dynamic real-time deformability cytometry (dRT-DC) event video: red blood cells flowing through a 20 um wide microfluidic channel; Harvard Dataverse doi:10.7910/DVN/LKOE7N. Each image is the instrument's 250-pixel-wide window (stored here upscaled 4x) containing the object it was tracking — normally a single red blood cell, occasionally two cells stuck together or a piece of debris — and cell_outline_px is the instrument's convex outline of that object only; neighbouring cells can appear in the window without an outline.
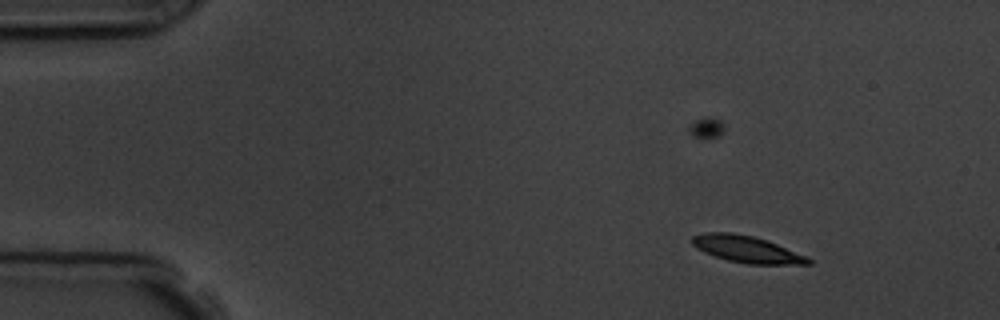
{"species": "common noctule bat (a hibernating species)", "species_latin": "Nyctalus noctula", "temperature_condition": "room temperature", "stored_images_in_passage": 8, "camera_frame_rate_fps": 3000, "um_per_image_px": 0.085, "animal": {"sex": "male", "body_mass_g": 19.5, "forearm_length_mm": 54.6}, "frame": {"image": 1, "passage_image": 3, "time_ms": 3.333, "image_size_px": [1000, 320], "cell_outline_px": [[812, 264], [748, 264], [728, 260], [704, 252], [696, 248], [688, 240], [692, 236], [704, 232], [732, 232], [752, 236], [776, 244], [808, 256], [812, 260]], "centroid_in_image_um": [63.44, 21.18], "position_along_channel_um": 21.6, "area_um2": 18.09}}
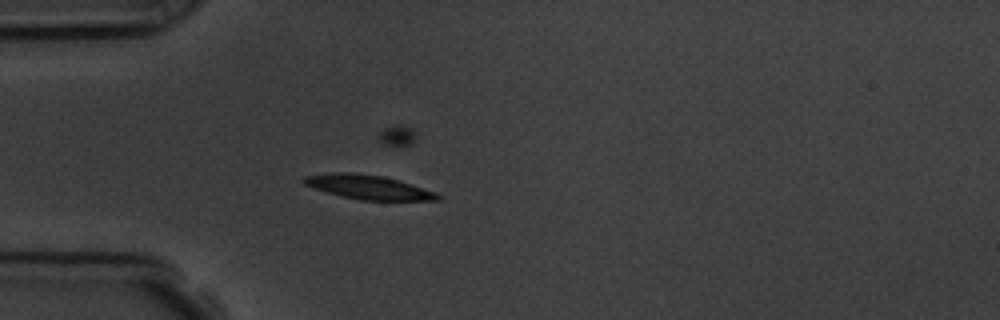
{"frame": {"image": 2, "passage_image": 5, "time_ms": 6.333, "image_size_px": [1000, 320], "cell_outline_px": [[444, 196], [440, 200], [360, 200], [328, 192], [304, 184], [300, 180], [304, 176], [332, 172], [352, 172], [384, 176], [436, 192]], "centroid_in_image_um": [31.32, 15.9], "position_along_channel_um": 53.7, "area_um2": 18.73}}